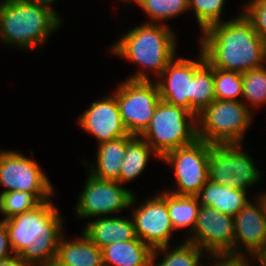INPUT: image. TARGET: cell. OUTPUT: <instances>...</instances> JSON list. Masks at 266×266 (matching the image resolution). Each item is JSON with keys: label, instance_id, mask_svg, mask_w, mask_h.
I'll list each match as a JSON object with an SVG mask.
<instances>
[{"label": "cell", "instance_id": "33", "mask_svg": "<svg viewBox=\"0 0 266 266\" xmlns=\"http://www.w3.org/2000/svg\"><path fill=\"white\" fill-rule=\"evenodd\" d=\"M13 250L10 244L9 234L5 223L0 220V261L13 256Z\"/></svg>", "mask_w": 266, "mask_h": 266}, {"label": "cell", "instance_id": "38", "mask_svg": "<svg viewBox=\"0 0 266 266\" xmlns=\"http://www.w3.org/2000/svg\"><path fill=\"white\" fill-rule=\"evenodd\" d=\"M42 1H46V2H49V3H52L53 4L57 0H42Z\"/></svg>", "mask_w": 266, "mask_h": 266}, {"label": "cell", "instance_id": "13", "mask_svg": "<svg viewBox=\"0 0 266 266\" xmlns=\"http://www.w3.org/2000/svg\"><path fill=\"white\" fill-rule=\"evenodd\" d=\"M143 202L131 215L137 237L153 250L169 246L175 229L167 210V190Z\"/></svg>", "mask_w": 266, "mask_h": 266}, {"label": "cell", "instance_id": "3", "mask_svg": "<svg viewBox=\"0 0 266 266\" xmlns=\"http://www.w3.org/2000/svg\"><path fill=\"white\" fill-rule=\"evenodd\" d=\"M63 19L42 0H2L0 2V43L24 50L38 49L56 32Z\"/></svg>", "mask_w": 266, "mask_h": 266}, {"label": "cell", "instance_id": "19", "mask_svg": "<svg viewBox=\"0 0 266 266\" xmlns=\"http://www.w3.org/2000/svg\"><path fill=\"white\" fill-rule=\"evenodd\" d=\"M81 234L75 240H67L66 234L61 237L55 262L64 266H104L102 249L83 232Z\"/></svg>", "mask_w": 266, "mask_h": 266}, {"label": "cell", "instance_id": "6", "mask_svg": "<svg viewBox=\"0 0 266 266\" xmlns=\"http://www.w3.org/2000/svg\"><path fill=\"white\" fill-rule=\"evenodd\" d=\"M252 119L249 105L242 100L215 99L197 117L198 139L212 145L242 144Z\"/></svg>", "mask_w": 266, "mask_h": 266}, {"label": "cell", "instance_id": "31", "mask_svg": "<svg viewBox=\"0 0 266 266\" xmlns=\"http://www.w3.org/2000/svg\"><path fill=\"white\" fill-rule=\"evenodd\" d=\"M243 9L257 34L266 42V0H250Z\"/></svg>", "mask_w": 266, "mask_h": 266}, {"label": "cell", "instance_id": "2", "mask_svg": "<svg viewBox=\"0 0 266 266\" xmlns=\"http://www.w3.org/2000/svg\"><path fill=\"white\" fill-rule=\"evenodd\" d=\"M51 199L33 209L2 220L7 227L13 253L30 266H46L55 261L63 220Z\"/></svg>", "mask_w": 266, "mask_h": 266}, {"label": "cell", "instance_id": "1", "mask_svg": "<svg viewBox=\"0 0 266 266\" xmlns=\"http://www.w3.org/2000/svg\"><path fill=\"white\" fill-rule=\"evenodd\" d=\"M202 34L199 46L213 68L243 73L265 66L266 42L243 12Z\"/></svg>", "mask_w": 266, "mask_h": 266}, {"label": "cell", "instance_id": "22", "mask_svg": "<svg viewBox=\"0 0 266 266\" xmlns=\"http://www.w3.org/2000/svg\"><path fill=\"white\" fill-rule=\"evenodd\" d=\"M152 153V155H151ZM160 157L141 136H127V147L120 171L119 183L125 185L131 182L145 170L150 156Z\"/></svg>", "mask_w": 266, "mask_h": 266}, {"label": "cell", "instance_id": "9", "mask_svg": "<svg viewBox=\"0 0 266 266\" xmlns=\"http://www.w3.org/2000/svg\"><path fill=\"white\" fill-rule=\"evenodd\" d=\"M41 167L19 151H0V193L25 191L31 193L39 202L51 199L54 186L48 180Z\"/></svg>", "mask_w": 266, "mask_h": 266}, {"label": "cell", "instance_id": "16", "mask_svg": "<svg viewBox=\"0 0 266 266\" xmlns=\"http://www.w3.org/2000/svg\"><path fill=\"white\" fill-rule=\"evenodd\" d=\"M255 201H249L234 216V254H245L246 251L250 254L248 256H253L266 244V215L260 202L257 199Z\"/></svg>", "mask_w": 266, "mask_h": 266}, {"label": "cell", "instance_id": "36", "mask_svg": "<svg viewBox=\"0 0 266 266\" xmlns=\"http://www.w3.org/2000/svg\"><path fill=\"white\" fill-rule=\"evenodd\" d=\"M257 200L260 202L261 206H262V210L264 211V214L266 215V192H262V194L260 193V195H258Z\"/></svg>", "mask_w": 266, "mask_h": 266}, {"label": "cell", "instance_id": "8", "mask_svg": "<svg viewBox=\"0 0 266 266\" xmlns=\"http://www.w3.org/2000/svg\"><path fill=\"white\" fill-rule=\"evenodd\" d=\"M212 144L197 139L194 143L164 154L160 160L173 167L177 188L167 190L175 195L196 196L209 178Z\"/></svg>", "mask_w": 266, "mask_h": 266}, {"label": "cell", "instance_id": "18", "mask_svg": "<svg viewBox=\"0 0 266 266\" xmlns=\"http://www.w3.org/2000/svg\"><path fill=\"white\" fill-rule=\"evenodd\" d=\"M247 192L218 184L208 178L196 196L201 206L212 207L234 217L250 201Z\"/></svg>", "mask_w": 266, "mask_h": 266}, {"label": "cell", "instance_id": "20", "mask_svg": "<svg viewBox=\"0 0 266 266\" xmlns=\"http://www.w3.org/2000/svg\"><path fill=\"white\" fill-rule=\"evenodd\" d=\"M101 249L104 266H151L153 249L138 237L114 242Z\"/></svg>", "mask_w": 266, "mask_h": 266}, {"label": "cell", "instance_id": "32", "mask_svg": "<svg viewBox=\"0 0 266 266\" xmlns=\"http://www.w3.org/2000/svg\"><path fill=\"white\" fill-rule=\"evenodd\" d=\"M208 255L213 262L211 266H250L251 263L246 254L209 253Z\"/></svg>", "mask_w": 266, "mask_h": 266}, {"label": "cell", "instance_id": "28", "mask_svg": "<svg viewBox=\"0 0 266 266\" xmlns=\"http://www.w3.org/2000/svg\"><path fill=\"white\" fill-rule=\"evenodd\" d=\"M242 73L214 68V89L216 99L240 101L242 97Z\"/></svg>", "mask_w": 266, "mask_h": 266}, {"label": "cell", "instance_id": "24", "mask_svg": "<svg viewBox=\"0 0 266 266\" xmlns=\"http://www.w3.org/2000/svg\"><path fill=\"white\" fill-rule=\"evenodd\" d=\"M201 205L197 196L175 195L167 191V210L174 229H185L192 233Z\"/></svg>", "mask_w": 266, "mask_h": 266}, {"label": "cell", "instance_id": "34", "mask_svg": "<svg viewBox=\"0 0 266 266\" xmlns=\"http://www.w3.org/2000/svg\"><path fill=\"white\" fill-rule=\"evenodd\" d=\"M0 266H30L18 255L14 254L13 256L0 261Z\"/></svg>", "mask_w": 266, "mask_h": 266}, {"label": "cell", "instance_id": "29", "mask_svg": "<svg viewBox=\"0 0 266 266\" xmlns=\"http://www.w3.org/2000/svg\"><path fill=\"white\" fill-rule=\"evenodd\" d=\"M225 0H189V10L194 11L201 32L211 25L221 23Z\"/></svg>", "mask_w": 266, "mask_h": 266}, {"label": "cell", "instance_id": "15", "mask_svg": "<svg viewBox=\"0 0 266 266\" xmlns=\"http://www.w3.org/2000/svg\"><path fill=\"white\" fill-rule=\"evenodd\" d=\"M79 116L77 120L80 128L96 137L98 144L129 135L114 95L93 102Z\"/></svg>", "mask_w": 266, "mask_h": 266}, {"label": "cell", "instance_id": "7", "mask_svg": "<svg viewBox=\"0 0 266 266\" xmlns=\"http://www.w3.org/2000/svg\"><path fill=\"white\" fill-rule=\"evenodd\" d=\"M113 95L127 131L130 135L140 136L147 129L161 100L157 82L126 79L117 86Z\"/></svg>", "mask_w": 266, "mask_h": 266}, {"label": "cell", "instance_id": "39", "mask_svg": "<svg viewBox=\"0 0 266 266\" xmlns=\"http://www.w3.org/2000/svg\"><path fill=\"white\" fill-rule=\"evenodd\" d=\"M130 1L133 2L134 0H124L123 3H126L127 4L128 2L130 3Z\"/></svg>", "mask_w": 266, "mask_h": 266}, {"label": "cell", "instance_id": "37", "mask_svg": "<svg viewBox=\"0 0 266 266\" xmlns=\"http://www.w3.org/2000/svg\"><path fill=\"white\" fill-rule=\"evenodd\" d=\"M46 266H64V265L56 263L55 261H53V262H51L50 264H48Z\"/></svg>", "mask_w": 266, "mask_h": 266}, {"label": "cell", "instance_id": "14", "mask_svg": "<svg viewBox=\"0 0 266 266\" xmlns=\"http://www.w3.org/2000/svg\"><path fill=\"white\" fill-rule=\"evenodd\" d=\"M196 60L176 56L168 63L163 73L156 77L160 99L190 112V95L195 71L206 61L203 51Z\"/></svg>", "mask_w": 266, "mask_h": 266}, {"label": "cell", "instance_id": "11", "mask_svg": "<svg viewBox=\"0 0 266 266\" xmlns=\"http://www.w3.org/2000/svg\"><path fill=\"white\" fill-rule=\"evenodd\" d=\"M84 189L76 203L75 213L80 218L107 217L112 213L131 208L136 202V193L123 188L115 181L99 180L88 173Z\"/></svg>", "mask_w": 266, "mask_h": 266}, {"label": "cell", "instance_id": "30", "mask_svg": "<svg viewBox=\"0 0 266 266\" xmlns=\"http://www.w3.org/2000/svg\"><path fill=\"white\" fill-rule=\"evenodd\" d=\"M40 202L29 192H6L0 195V214L2 220L33 209Z\"/></svg>", "mask_w": 266, "mask_h": 266}, {"label": "cell", "instance_id": "25", "mask_svg": "<svg viewBox=\"0 0 266 266\" xmlns=\"http://www.w3.org/2000/svg\"><path fill=\"white\" fill-rule=\"evenodd\" d=\"M181 243L173 249H169L170 246L154 249L152 252L151 266H204L202 265L201 258L202 254L207 252L186 240ZM159 253H165L162 257L163 259L160 258L161 260H159ZM156 258L159 260L157 263Z\"/></svg>", "mask_w": 266, "mask_h": 266}, {"label": "cell", "instance_id": "10", "mask_svg": "<svg viewBox=\"0 0 266 266\" xmlns=\"http://www.w3.org/2000/svg\"><path fill=\"white\" fill-rule=\"evenodd\" d=\"M242 144L213 145L209 159V179L230 188L247 191L260 181L261 172Z\"/></svg>", "mask_w": 266, "mask_h": 266}, {"label": "cell", "instance_id": "27", "mask_svg": "<svg viewBox=\"0 0 266 266\" xmlns=\"http://www.w3.org/2000/svg\"><path fill=\"white\" fill-rule=\"evenodd\" d=\"M242 79V99H245L242 102H247L251 111L264 105L266 103V67L243 72Z\"/></svg>", "mask_w": 266, "mask_h": 266}, {"label": "cell", "instance_id": "17", "mask_svg": "<svg viewBox=\"0 0 266 266\" xmlns=\"http://www.w3.org/2000/svg\"><path fill=\"white\" fill-rule=\"evenodd\" d=\"M99 248L122 241L137 238L132 217H97L90 220L82 231Z\"/></svg>", "mask_w": 266, "mask_h": 266}, {"label": "cell", "instance_id": "21", "mask_svg": "<svg viewBox=\"0 0 266 266\" xmlns=\"http://www.w3.org/2000/svg\"><path fill=\"white\" fill-rule=\"evenodd\" d=\"M126 147L127 136L98 144L97 163L90 165L89 174L99 180L118 182Z\"/></svg>", "mask_w": 266, "mask_h": 266}, {"label": "cell", "instance_id": "4", "mask_svg": "<svg viewBox=\"0 0 266 266\" xmlns=\"http://www.w3.org/2000/svg\"><path fill=\"white\" fill-rule=\"evenodd\" d=\"M176 37L168 25L144 23L131 28L110 47V51L140 66L141 70L127 79L152 80L144 70H149L158 77L163 73L168 63L176 56Z\"/></svg>", "mask_w": 266, "mask_h": 266}, {"label": "cell", "instance_id": "12", "mask_svg": "<svg viewBox=\"0 0 266 266\" xmlns=\"http://www.w3.org/2000/svg\"><path fill=\"white\" fill-rule=\"evenodd\" d=\"M234 228V217L223 214L212 207L201 206L194 230L186 241L193 243L208 254H234Z\"/></svg>", "mask_w": 266, "mask_h": 266}, {"label": "cell", "instance_id": "5", "mask_svg": "<svg viewBox=\"0 0 266 266\" xmlns=\"http://www.w3.org/2000/svg\"><path fill=\"white\" fill-rule=\"evenodd\" d=\"M140 136L161 158L198 139L197 116L183 107L160 100L147 129Z\"/></svg>", "mask_w": 266, "mask_h": 266}, {"label": "cell", "instance_id": "23", "mask_svg": "<svg viewBox=\"0 0 266 266\" xmlns=\"http://www.w3.org/2000/svg\"><path fill=\"white\" fill-rule=\"evenodd\" d=\"M216 99L214 68L205 61L194 73L190 95V112L197 117Z\"/></svg>", "mask_w": 266, "mask_h": 266}, {"label": "cell", "instance_id": "35", "mask_svg": "<svg viewBox=\"0 0 266 266\" xmlns=\"http://www.w3.org/2000/svg\"><path fill=\"white\" fill-rule=\"evenodd\" d=\"M251 257L257 260L259 266H266V244Z\"/></svg>", "mask_w": 266, "mask_h": 266}, {"label": "cell", "instance_id": "26", "mask_svg": "<svg viewBox=\"0 0 266 266\" xmlns=\"http://www.w3.org/2000/svg\"><path fill=\"white\" fill-rule=\"evenodd\" d=\"M154 24L174 18L189 11V0H134Z\"/></svg>", "mask_w": 266, "mask_h": 266}]
</instances>
